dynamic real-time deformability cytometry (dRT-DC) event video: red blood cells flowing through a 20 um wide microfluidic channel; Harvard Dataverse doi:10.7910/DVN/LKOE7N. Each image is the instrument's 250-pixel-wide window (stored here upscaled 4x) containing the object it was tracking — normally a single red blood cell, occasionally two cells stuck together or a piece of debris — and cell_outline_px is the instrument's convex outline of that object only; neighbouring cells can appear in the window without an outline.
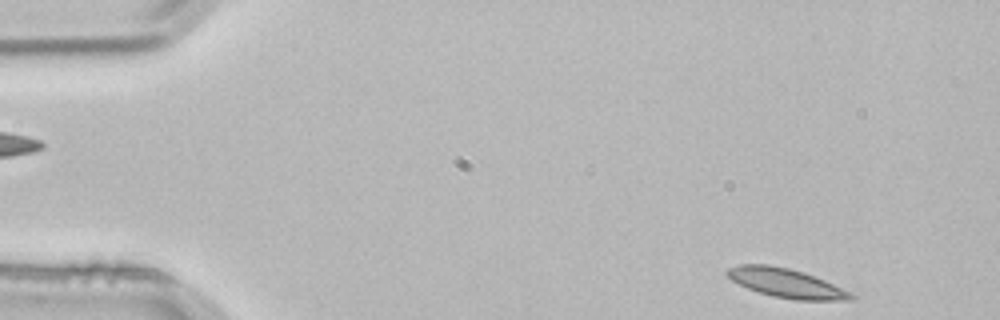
{"species": "common noctule bat (a hibernating species)", "species_latin": "Nyctalus noctula", "temperature_condition": "room temperature", "stored_images_in_passage": 4, "segment_of_instrument_passage": [2, 2], "camera_frame_rate_fps": 3000, "um_per_image_px": 0.085, "animal": {"sex": "male", "body_mass_g": 21.5, "forearm_length_mm": 52.0}, "frame": {"image": 1, "passage_image": 4, "time_ms": 1.0, "image_size_px": [1000, 320], "cell_outline_px": [[856, 296], [852, 300], [796, 300], [772, 296], [748, 288], [732, 280], [724, 272], [728, 268], [736, 264], [768, 264], [788, 268], [804, 272], [824, 280], [852, 292]], "centroid_in_image_um": [66.83, 24.05], "position_along_channel_um": 18.2, "area_um2": 20.98}}